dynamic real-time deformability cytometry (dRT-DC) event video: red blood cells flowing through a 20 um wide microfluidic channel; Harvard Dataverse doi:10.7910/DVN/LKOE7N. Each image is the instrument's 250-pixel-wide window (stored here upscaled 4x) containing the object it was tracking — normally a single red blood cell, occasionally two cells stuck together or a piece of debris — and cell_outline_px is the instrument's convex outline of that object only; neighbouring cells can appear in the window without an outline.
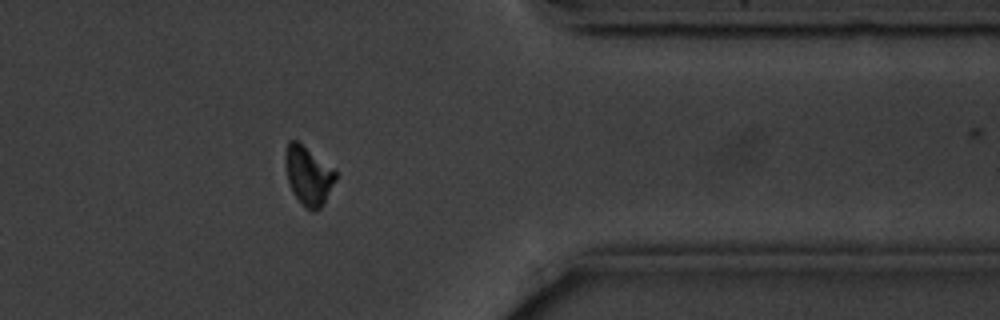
{"species": "common noctule bat (a hibernating species)", "species_latin": "Nyctalus noctula", "temperature_condition": "cold", "stored_images_in_passage": 15, "camera_frame_rate_fps": 3000, "um_per_image_px": 0.085, "animal": {"sex": "male", "body_mass_g": 20.1, "forearm_length_mm": 53.5}, "frame": {"image": 1, "passage_image": 13, "time_ms": 15.0, "image_size_px": [1000, 320], "cell_outline_px": [[336, 180], [324, 204], [320, 208], [312, 212], [296, 196], [288, 180], [284, 164], [284, 152], [288, 140], [296, 140], [336, 168]], "centroid_in_image_um": [26.23, 14.87], "position_along_channel_um": 385.2, "area_um2": 17.34}}
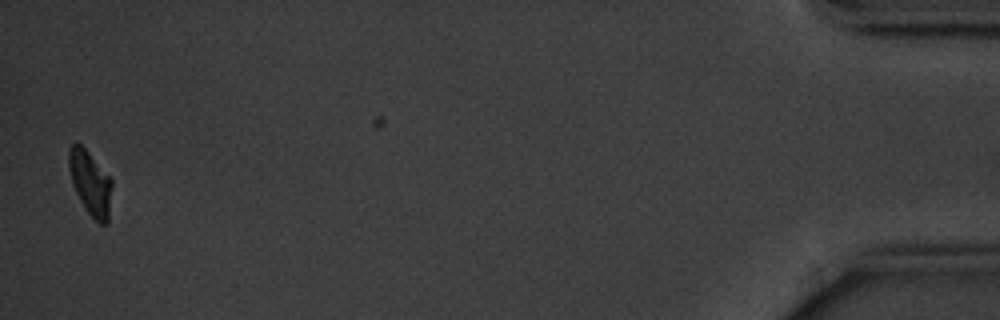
{"frame": {"image": 2, "passage_image": 15, "time_ms": 18.333, "image_size_px": [1000, 320], "cell_outline_px": [[112, 188], [108, 224], [100, 224], [88, 212], [80, 200], [72, 184], [68, 168], [68, 152], [72, 144], [80, 144], [112, 176]], "centroid_in_image_um": [7.7, 15.55], "position_along_channel_um": 427.5, "area_um2": 16.3}, "authors_computed_cell_mechanics": {"area_um2": 17.629, "velocity_mm_per_s": 3.5266, "shape_relaxation_time_tau1_ms": 0.9743, "shape_relaxation_time_tau2_ms": null, "deformation_change_tau1": 0.0543, "deformation_change_tau2": null}}